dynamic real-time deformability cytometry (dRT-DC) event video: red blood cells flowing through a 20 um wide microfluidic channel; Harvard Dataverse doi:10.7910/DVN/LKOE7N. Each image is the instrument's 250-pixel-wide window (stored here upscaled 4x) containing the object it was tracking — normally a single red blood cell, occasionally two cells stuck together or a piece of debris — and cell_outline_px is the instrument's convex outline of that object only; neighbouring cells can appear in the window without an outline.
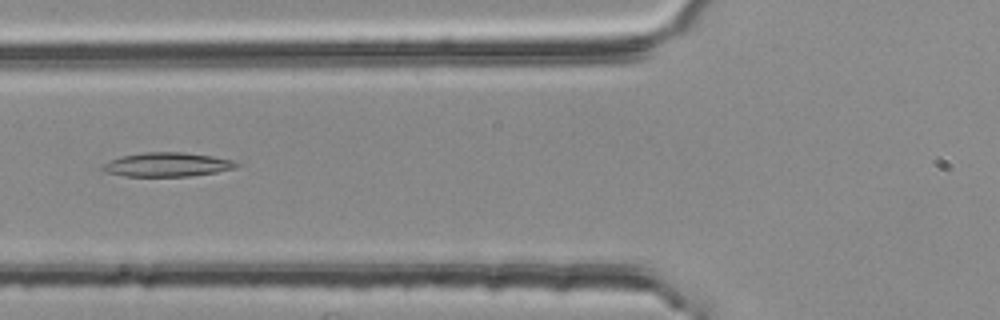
{"species": "common noctule bat (a hibernating species)", "species_latin": "Nyctalus noctula", "temperature_condition": "room temperature", "stored_images_in_passage": 4, "camera_frame_rate_fps": 3000, "um_per_image_px": 0.085, "animal": {"sex": "female", "body_mass_g": 25.1}, "frame": {"image": 1, "passage_image": 4, "time_ms": 1.0, "image_size_px": [1000, 320], "cell_outline_px": [[240, 164], [236, 168], [216, 172], [188, 176], [124, 176], [104, 172], [100, 168], [100, 164], [108, 160], [120, 156], [144, 152], [184, 152], [212, 156], [232, 160]], "centroid_in_image_um": [14.13, 13.98], "position_along_channel_um": 111.7, "area_um2": 18.96}}